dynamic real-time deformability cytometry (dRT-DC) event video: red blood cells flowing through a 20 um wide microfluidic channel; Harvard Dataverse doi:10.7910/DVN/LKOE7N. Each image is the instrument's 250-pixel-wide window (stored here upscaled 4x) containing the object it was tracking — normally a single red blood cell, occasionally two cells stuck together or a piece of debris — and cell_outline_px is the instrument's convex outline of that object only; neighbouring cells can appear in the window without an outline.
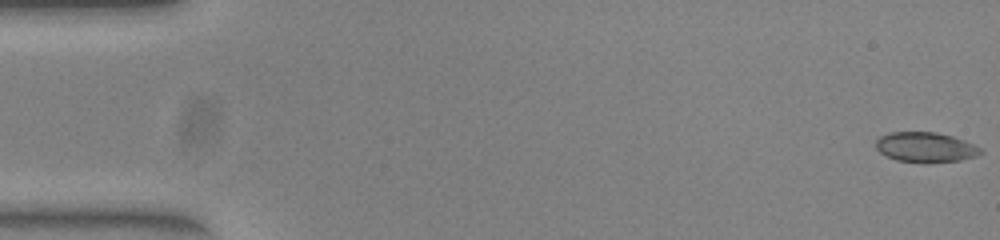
{"species": "common noctule bat (a hibernating species)", "species_latin": "Nyctalus noctula", "temperature_condition": "warm", "stored_images_in_passage": 52, "camera_frame_rate_fps": 3000, "um_per_image_px": 0.085, "animal": {"sex": "female", "body_mass_g": 23.0, "forearm_length_mm": 53.4}, "frame": {"image": 1, "passage_image": 1, "time_ms": 0.0, "image_size_px": [1000, 240], "cell_outline_px": [[984, 152], [976, 156], [960, 160], [928, 164], [924, 164], [896, 160], [880, 152], [876, 148], [876, 140], [880, 136], [888, 132], [936, 132], [952, 136], [964, 140], [980, 148]], "centroid_in_image_um": [78.66, 12.53], "position_along_channel_um": 6.3, "area_um2": 18.55}}
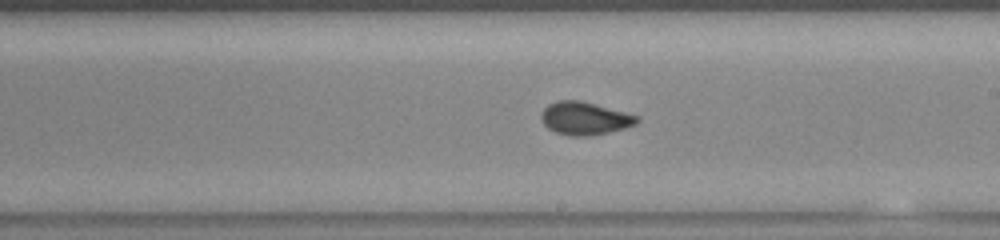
{"frame": {"image": 2, "passage_image": 30, "time_ms": 9.667, "image_size_px": [1000, 240], "cell_outline_px": [[640, 120], [636, 124], [624, 128], [608, 132], [588, 136], [572, 136], [556, 132], [548, 128], [540, 120], [540, 112], [548, 104], [556, 100], [580, 100], [640, 116]], "centroid_in_image_um": [49.68, 10.05], "position_along_channel_um": 239.3, "area_um2": 18.44}}
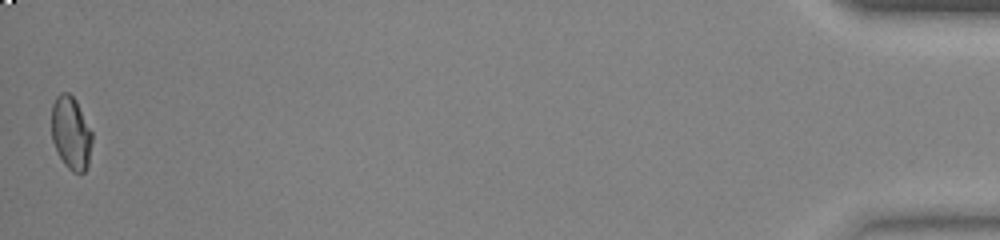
{"frame": {"image": 3, "passage_image": 52, "time_ms": 17.0, "image_size_px": [1000, 240], "cell_outline_px": [[92, 140], [88, 164], [84, 172], [72, 172], [64, 164], [52, 140], [52, 104], [56, 96], [60, 92], [68, 92], [76, 100], [92, 132]], "centroid_in_image_um": [6.03, 11.28], "position_along_channel_um": 429.2, "area_um2": 17.17}, "authors_computed_cell_mechanics": {"area_um2": 18.0625, "velocity_mm_per_s": 3.9366, "shape_relaxation_time_tau1_ms": 7.0127, "shape_relaxation_time_tau2_ms": null, "deformation_change_tau1": 0.1521, "deformation_change_tau2": null}}